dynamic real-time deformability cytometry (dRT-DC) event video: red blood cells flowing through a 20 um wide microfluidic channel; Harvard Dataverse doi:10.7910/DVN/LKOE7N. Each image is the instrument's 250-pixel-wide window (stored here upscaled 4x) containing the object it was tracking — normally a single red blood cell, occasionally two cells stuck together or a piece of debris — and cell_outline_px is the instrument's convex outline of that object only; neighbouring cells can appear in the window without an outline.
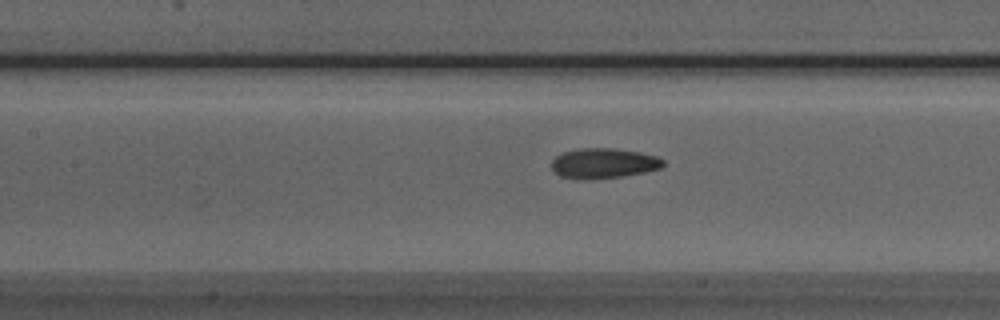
{"species": "Egyptian fruit bat (a non-hibernating species)", "species_latin": "Rousettus aegyptiacus", "temperature_condition": "room temperature", "stored_images_in_passage": 51, "camera_frame_rate_fps": 3000, "um_per_image_px": 0.085, "animal": {"sex": "male"}, "frame": {"image": 1, "passage_image": 22, "time_ms": 7.0, "image_size_px": [1000, 320], "cell_outline_px": [[664, 164], [660, 168], [644, 172], [624, 176], [592, 180], [580, 180], [560, 176], [552, 168], [552, 160], [556, 156], [564, 152], [580, 148], [612, 148], [640, 152], [656, 156], [664, 160]], "centroid_in_image_um": [51.29, 13.89], "position_along_channel_um": 156.1, "area_um2": 19.71}}
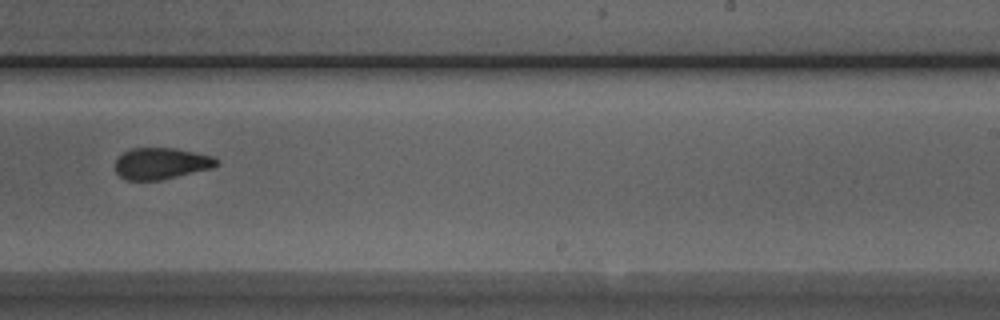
{"frame": {"image": 2, "passage_image": 31, "time_ms": 10.0, "image_size_px": [1000, 320], "cell_outline_px": [[220, 164], [212, 168], [160, 180], [124, 180], [116, 172], [116, 160], [124, 152], [132, 148], [176, 148], [196, 152], [212, 156], [220, 160]], "centroid_in_image_um": [13.73, 13.89], "position_along_channel_um": 275.3, "area_um2": 18.61}}
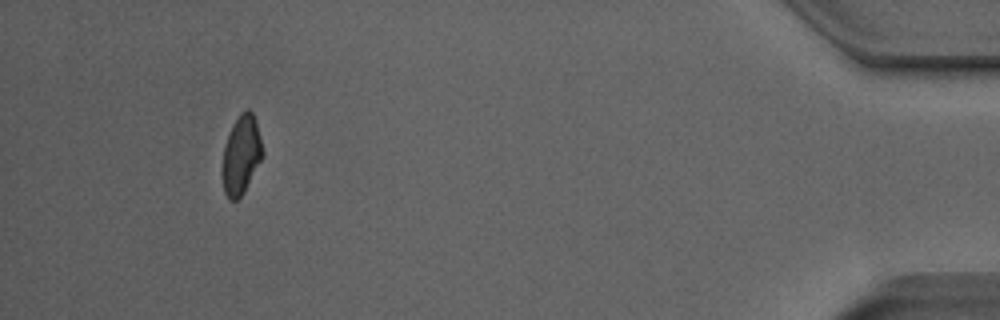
{"frame": {"image": 3, "passage_image": 47, "time_ms": 15.333, "image_size_px": [1000, 320], "cell_outline_px": [[264, 156], [244, 192], [236, 200], [228, 200], [224, 192], [220, 172], [224, 144], [240, 112], [248, 108], [252, 112], [256, 120], [264, 152]], "centroid_in_image_um": [20.49, 13.2], "position_along_channel_um": 414.7, "area_um2": 18.84}, "authors_computed_cell_mechanics": {"area_um2": 19.3052, "velocity_mm_per_s": 3.9917, "shape_relaxation_time_tau1_ms": 5.217, "shape_relaxation_time_tau2_ms": 1.5912, "deformation_change_tau1": 0.1403, "deformation_change_tau2": 0.0777}}